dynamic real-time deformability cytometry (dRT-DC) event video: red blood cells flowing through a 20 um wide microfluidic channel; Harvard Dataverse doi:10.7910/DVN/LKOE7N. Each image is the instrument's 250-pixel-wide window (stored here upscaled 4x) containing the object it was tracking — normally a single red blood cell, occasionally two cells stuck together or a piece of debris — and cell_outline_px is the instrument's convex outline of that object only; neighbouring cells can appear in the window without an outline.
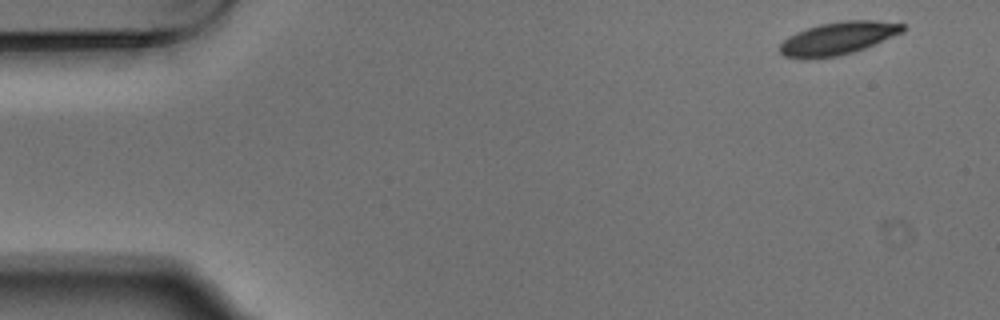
{"species": "Egyptian fruit bat (a non-hibernating species)", "species_latin": "Rousettus aegyptiacus", "temperature_condition": "warm", "stored_images_in_passage": 5, "camera_frame_rate_fps": 3000, "um_per_image_px": 0.085, "animal": {"sex": "male"}, "frame": {"image": 1, "passage_image": 5, "time_ms": 1.333, "image_size_px": [1000, 320], "cell_outline_px": [[904, 32], [864, 48], [852, 52], [836, 56], [800, 60], [784, 56], [780, 52], [780, 44], [788, 36], [796, 32], [820, 24], [844, 20], [876, 20], [904, 24]], "centroid_in_image_um": [71.2, 3.26], "position_along_channel_um": 13.8, "area_um2": 23.47}}